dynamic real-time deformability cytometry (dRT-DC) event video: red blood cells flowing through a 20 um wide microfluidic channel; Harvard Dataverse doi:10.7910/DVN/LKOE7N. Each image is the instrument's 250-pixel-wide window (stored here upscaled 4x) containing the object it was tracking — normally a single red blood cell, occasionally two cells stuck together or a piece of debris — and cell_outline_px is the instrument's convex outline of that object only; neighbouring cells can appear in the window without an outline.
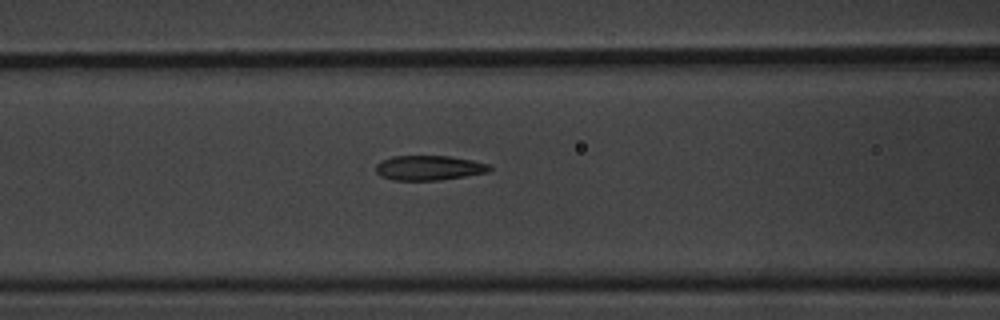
{"species": "common noctule bat (a hibernating species)", "species_latin": "Nyctalus noctula", "temperature_condition": "warm", "stored_images_in_passage": 6, "camera_frame_rate_fps": 3000, "um_per_image_px": 0.085, "animal": {"sex": "male", "body_mass_g": 20.1, "forearm_length_mm": 53.5}, "frame": {"image": 1, "passage_image": 6, "time_ms": 1.667, "image_size_px": [1000, 320], "cell_outline_px": [[492, 168], [488, 172], [440, 180], [392, 180], [380, 176], [376, 172], [376, 164], [392, 156], [448, 156], [472, 160], [492, 164]], "centroid_in_image_um": [36.48, 14.27], "position_along_channel_um": 130.1, "area_um2": 16.42}}